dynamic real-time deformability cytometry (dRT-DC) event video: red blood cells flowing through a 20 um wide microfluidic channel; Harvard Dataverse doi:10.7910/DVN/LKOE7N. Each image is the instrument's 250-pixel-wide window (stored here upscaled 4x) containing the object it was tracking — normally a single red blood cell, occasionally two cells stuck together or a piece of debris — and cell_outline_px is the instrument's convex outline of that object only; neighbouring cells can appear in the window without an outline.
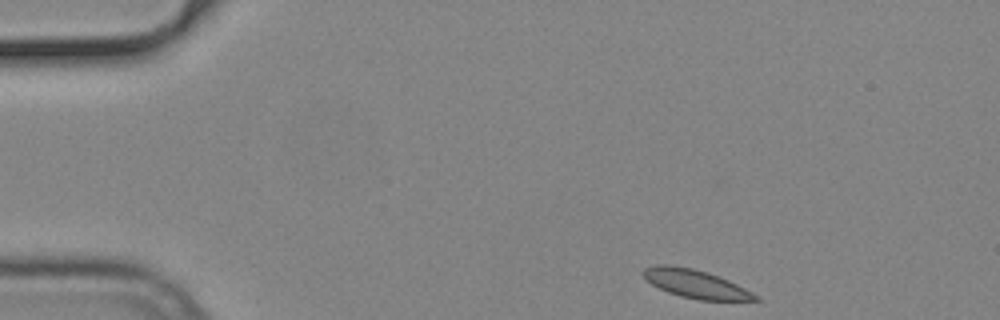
{"species": "common noctule bat (a hibernating species)", "species_latin": "Nyctalus noctula", "temperature_condition": "cold", "stored_images_in_passage": 48, "camera_frame_rate_fps": 3000, "um_per_image_px": 0.085, "animal": {"sex": "male", "body_mass_g": 19.2, "forearm_length_mm": 51.8}, "frame": {"image": 1, "passage_image": 1, "time_ms": 0.0, "image_size_px": [1000, 320], "cell_outline_px": [[760, 300], [700, 300], [680, 296], [668, 292], [644, 280], [640, 272], [644, 268], [656, 264], [668, 264], [692, 268], [728, 280], [752, 292]], "centroid_in_image_um": [59.03, 24.11], "position_along_channel_um": 26.0, "area_um2": 18.32}}
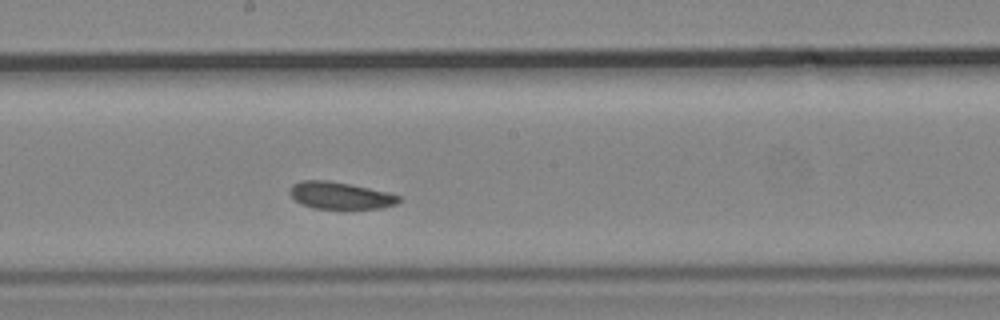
{"frame": {"image": 2, "passage_image": 23, "time_ms": 7.333, "image_size_px": [1000, 320], "cell_outline_px": [[400, 200], [396, 204], [380, 208], [312, 208], [296, 200], [288, 192], [288, 188], [292, 184], [300, 180], [328, 180], [368, 188], [400, 196]], "centroid_in_image_um": [28.85, 16.6], "position_along_channel_um": 219.3, "area_um2": 16.88}}
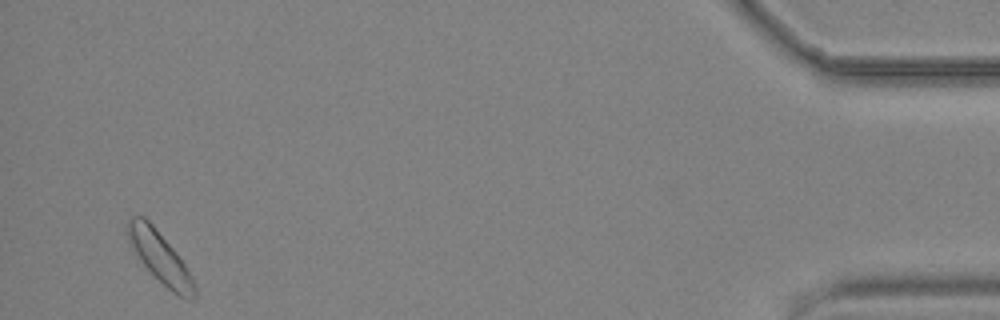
{"frame": {"image": 3, "passage_image": 46, "time_ms": 15.0, "image_size_px": [1000, 320], "cell_outline_px": [[196, 296], [192, 300], [180, 296], [172, 292], [140, 260], [128, 240], [124, 232], [128, 216], [144, 216], [152, 224], [176, 252], [192, 276], [196, 288]], "centroid_in_image_um": [13.56, 21.82], "position_along_channel_um": 421.6, "area_um2": 19.65}}